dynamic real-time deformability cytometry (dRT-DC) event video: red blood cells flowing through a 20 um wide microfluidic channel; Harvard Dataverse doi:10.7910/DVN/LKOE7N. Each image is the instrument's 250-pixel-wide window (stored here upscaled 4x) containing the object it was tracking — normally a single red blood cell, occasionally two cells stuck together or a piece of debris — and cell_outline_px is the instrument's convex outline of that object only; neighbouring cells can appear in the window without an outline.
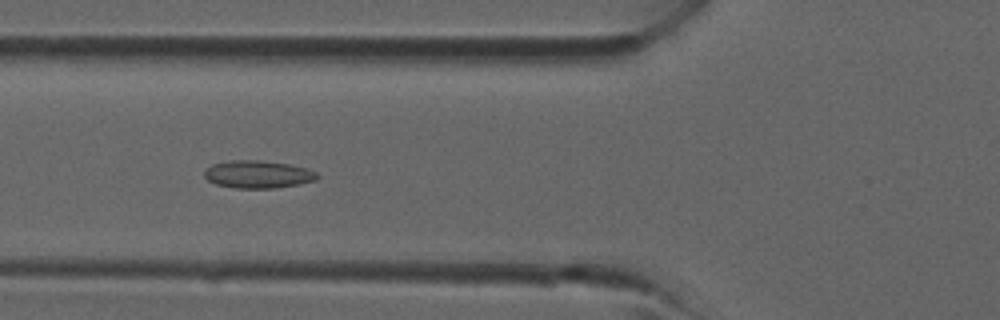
{"species": "common noctule bat (a hibernating species)", "species_latin": "Nyctalus noctula", "temperature_condition": "room temperature", "stored_images_in_passage": 39, "camera_frame_rate_fps": 3000, "um_per_image_px": 0.085, "animal": {"sex": "male", "forearm_length_mm": 52.5}, "frame": {"image": 1, "passage_image": 14, "time_ms": 4.333, "image_size_px": [1000, 320], "cell_outline_px": [[320, 176], [316, 180], [300, 184], [276, 188], [236, 188], [216, 184], [208, 180], [204, 176], [204, 172], [212, 164], [228, 160], [260, 160], [288, 164], [304, 168], [316, 172]], "centroid_in_image_um": [21.92, 14.82], "position_along_channel_um": 103.9, "area_um2": 18.15}}
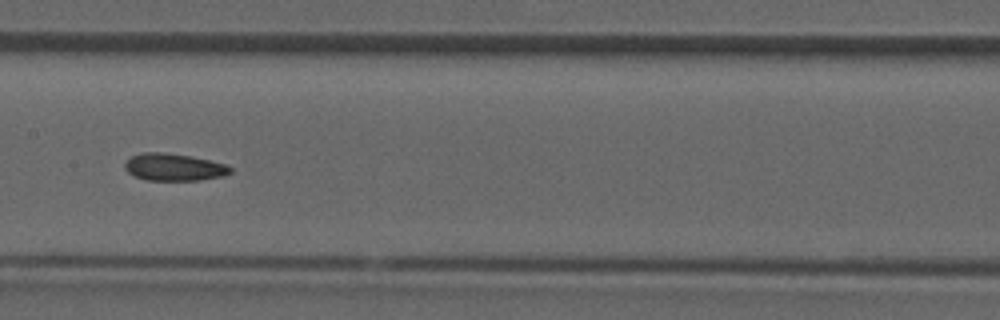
{"frame": {"image": 2, "passage_image": 19, "time_ms": 6.0, "image_size_px": [1000, 320], "cell_outline_px": [[232, 172], [224, 176], [200, 180], [148, 180], [136, 176], [128, 172], [124, 168], [124, 164], [132, 156], [144, 152], [164, 152], [192, 156], [228, 164], [232, 168]], "centroid_in_image_um": [14.84, 14.2], "position_along_channel_um": 192.6, "area_um2": 16.82}}
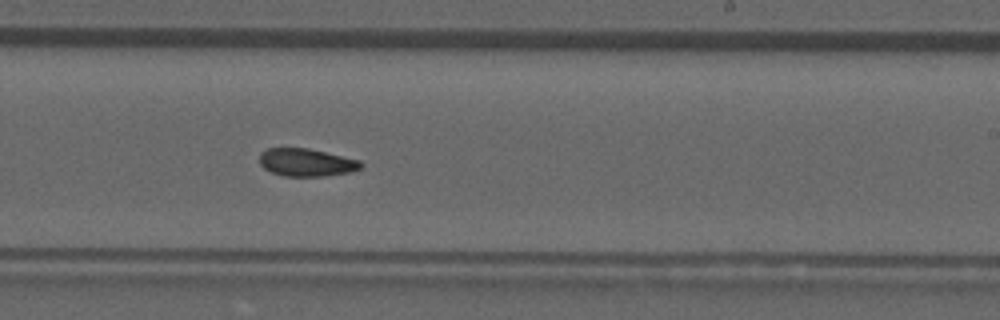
{"frame": {"image": 3, "passage_image": 23, "time_ms": 7.333, "image_size_px": [1000, 320], "cell_outline_px": [[364, 164], [360, 168], [352, 172], [324, 176], [284, 176], [272, 172], [264, 168], [260, 164], [260, 152], [268, 148], [308, 148], [360, 160]], "centroid_in_image_um": [26.05, 13.81], "position_along_channel_um": 262.9, "area_um2": 16.42}}